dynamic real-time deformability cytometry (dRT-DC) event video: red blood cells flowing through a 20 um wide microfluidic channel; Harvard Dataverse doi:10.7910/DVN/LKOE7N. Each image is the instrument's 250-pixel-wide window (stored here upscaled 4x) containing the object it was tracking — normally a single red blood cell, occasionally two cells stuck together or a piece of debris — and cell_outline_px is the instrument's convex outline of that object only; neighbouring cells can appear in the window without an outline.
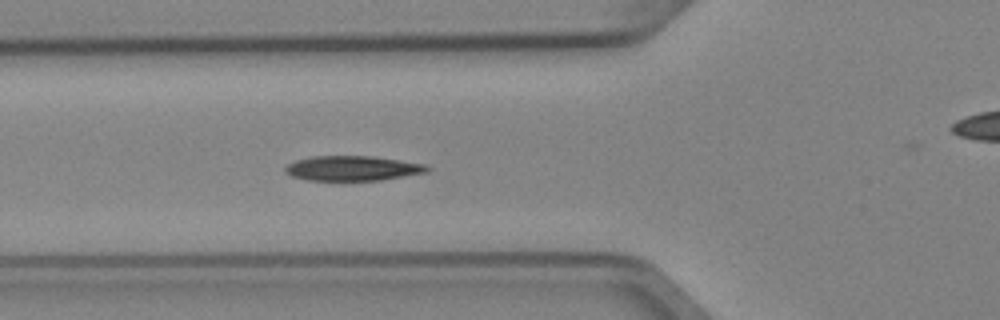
{"species": "Egyptian fruit bat (a non-hibernating species)", "species_latin": "Rousettus aegyptiacus", "temperature_condition": "cold", "stored_images_in_passage": 6, "segment_of_instrument_passage": [1, 2], "camera_frame_rate_fps": 3000, "um_per_image_px": 0.085, "animal": {"sex": "female"}, "frame": {"image": 1, "passage_image": 5, "time_ms": 1.333, "image_size_px": [1000, 320], "cell_outline_px": [[432, 168], [428, 172], [380, 180], [308, 180], [292, 176], [284, 172], [284, 168], [288, 164], [296, 160], [312, 156], [372, 156], [424, 164]], "centroid_in_image_um": [29.96, 14.3], "position_along_channel_um": 95.8, "area_um2": 20.46}}